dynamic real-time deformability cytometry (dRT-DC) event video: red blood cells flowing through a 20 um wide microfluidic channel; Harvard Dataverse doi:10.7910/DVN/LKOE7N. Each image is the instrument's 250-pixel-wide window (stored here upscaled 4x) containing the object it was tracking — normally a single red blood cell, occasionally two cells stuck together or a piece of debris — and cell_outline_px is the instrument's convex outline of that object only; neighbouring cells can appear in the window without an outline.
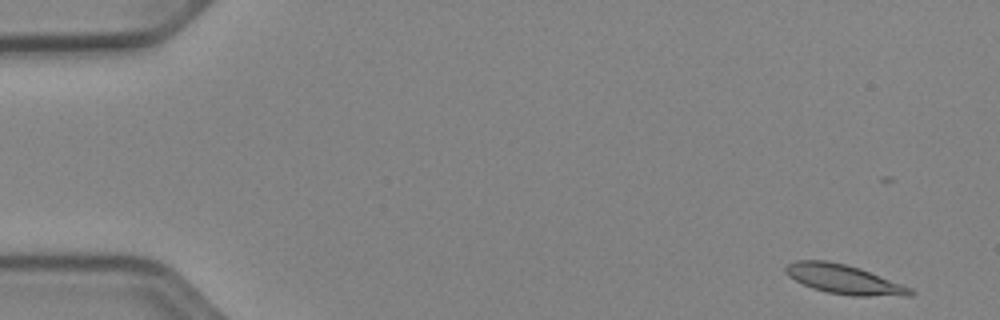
{"species": "Egyptian fruit bat (a non-hibernating species)", "species_latin": "Rousettus aegyptiacus", "temperature_condition": "cold", "stored_images_in_passage": 47, "camera_frame_rate_fps": 3000, "um_per_image_px": 0.085, "animal": {"sex": "female"}, "frame": {"image": 1, "passage_image": 2, "time_ms": 0.333, "image_size_px": [1000, 320], "cell_outline_px": [[916, 292], [912, 296], [852, 296], [828, 292], [812, 288], [788, 276], [784, 272], [784, 268], [788, 264], [796, 260], [828, 260], [860, 268], [912, 288]], "centroid_in_image_um": [71.76, 23.74], "position_along_channel_um": 13.2, "area_um2": 21.33}}
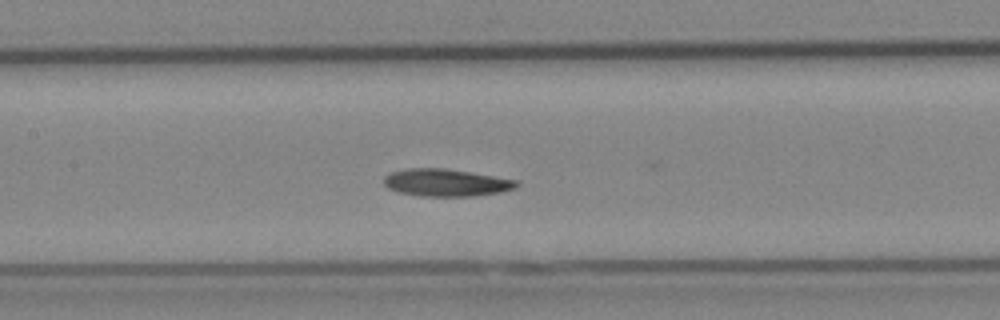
{"frame": {"image": 2, "passage_image": 24, "time_ms": 7.667, "image_size_px": [1000, 320], "cell_outline_px": [[520, 184], [516, 188], [500, 192], [472, 196], [420, 196], [400, 192], [388, 188], [384, 184], [384, 176], [388, 172], [404, 168], [444, 168], [516, 180]], "centroid_in_image_um": [37.86, 15.52], "position_along_channel_um": 169.5, "area_um2": 21.1}}
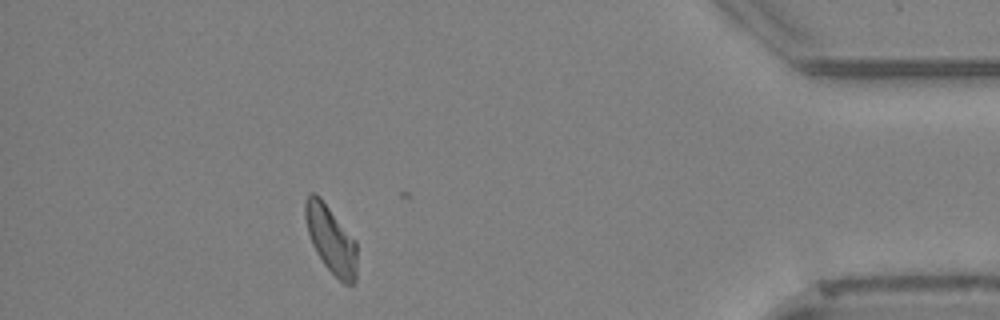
{"frame": {"image": 3, "passage_image": 46, "time_ms": 15.0, "image_size_px": [1000, 320], "cell_outline_px": [[356, 280], [352, 284], [344, 284], [324, 264], [316, 252], [312, 244], [308, 232], [304, 216], [304, 200], [308, 192], [316, 192], [320, 196], [356, 240]], "centroid_in_image_um": [28.11, 20.29], "position_along_channel_um": 407.1, "area_um2": 20.52}, "authors_computed_cell_mechanics": {"area_um2": 20.808, "velocity_mm_per_s": 3.8757, "shape_relaxation_time_tau1_ms": 6.9594, "shape_relaxation_time_tau2_ms": 7.8983, "deformation_change_tau1": 0.1629, "deformation_change_tau2": 0.1659}}